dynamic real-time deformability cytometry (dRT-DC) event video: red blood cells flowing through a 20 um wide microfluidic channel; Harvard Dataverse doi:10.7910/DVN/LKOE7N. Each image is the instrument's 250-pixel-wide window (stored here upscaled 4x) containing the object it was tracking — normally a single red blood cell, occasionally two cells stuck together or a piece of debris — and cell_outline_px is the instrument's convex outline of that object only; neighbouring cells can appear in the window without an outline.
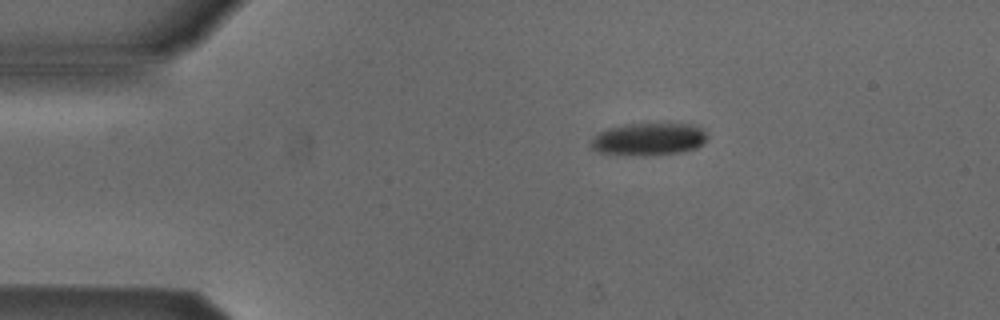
{"species": "Egyptian fruit bat (a non-hibernating species)", "species_latin": "Rousettus aegyptiacus", "temperature_condition": "cold", "stored_images_in_passage": 45, "camera_frame_rate_fps": 3000, "um_per_image_px": 0.085, "animal": {"sex": "male"}, "frame": {"image": 1, "passage_image": 2, "time_ms": 0.333, "image_size_px": [1000, 320], "cell_outline_px": [[708, 136], [696, 148], [680, 152], [644, 156], [596, 152], [592, 148], [592, 140], [600, 132], [612, 128], [632, 124], [692, 124], [700, 128]], "centroid_in_image_um": [55.15, 11.84], "position_along_channel_um": 29.8, "area_um2": 21.44}}
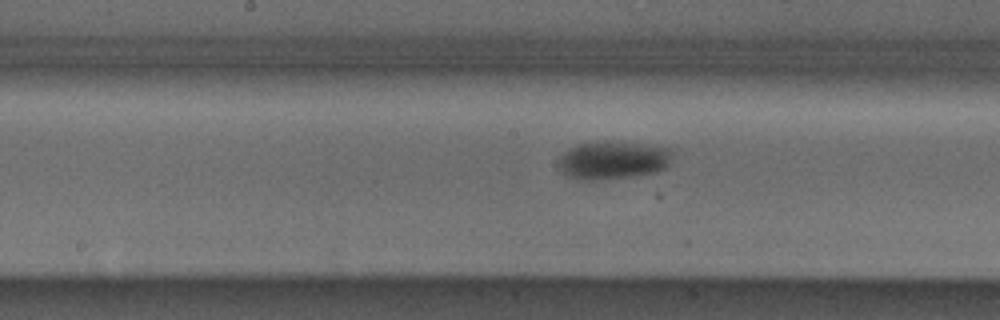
{"frame": {"image": 2, "passage_image": 19, "time_ms": 6.0, "image_size_px": [1000, 320], "cell_outline_px": [[672, 152], [668, 164], [664, 168], [656, 172], [636, 176], [592, 180], [588, 180], [568, 176], [560, 168], [560, 160], [564, 152], [568, 148], [580, 144], [608, 140], [672, 148]], "centroid_in_image_um": [52.14, 13.6], "position_along_channel_um": 196.1, "area_um2": 24.97}}
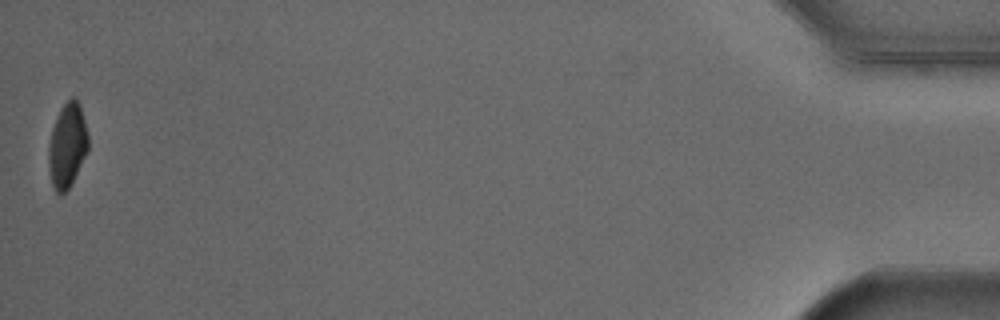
{"frame": {"image": 3, "passage_image": 45, "time_ms": 14.667, "image_size_px": [1000, 320], "cell_outline_px": [[88, 152], [68, 188], [60, 196], [56, 192], [52, 184], [48, 164], [48, 144], [52, 128], [56, 116], [60, 108], [72, 96], [80, 104], [88, 136]], "centroid_in_image_um": [5.7, 12.35], "position_along_channel_um": 429.5, "area_um2": 19.48}}